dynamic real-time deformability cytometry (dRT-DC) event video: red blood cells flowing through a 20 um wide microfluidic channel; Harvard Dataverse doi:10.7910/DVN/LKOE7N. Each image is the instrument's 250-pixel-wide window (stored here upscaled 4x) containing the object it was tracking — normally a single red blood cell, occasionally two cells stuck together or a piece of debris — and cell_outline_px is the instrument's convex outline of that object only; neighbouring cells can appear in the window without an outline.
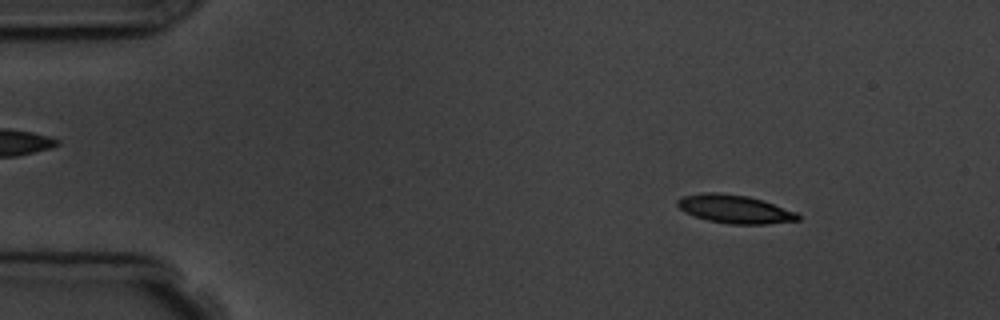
{"species": "common noctule bat (a hibernating species)", "species_latin": "Nyctalus noctula", "temperature_condition": "room temperature", "stored_images_in_passage": 9, "camera_frame_rate_fps": 3000, "um_per_image_px": 0.085, "animal": {"sex": "male", "body_mass_g": 19.5, "forearm_length_mm": 54.6}, "frame": {"image": 1, "passage_image": 2, "time_ms": 1.333, "image_size_px": [1000, 320], "cell_outline_px": [[800, 220], [764, 224], [728, 224], [708, 220], [684, 212], [676, 204], [676, 200], [684, 196], [704, 192], [716, 192], [748, 196], [796, 212], [800, 216]], "centroid_in_image_um": [62.42, 17.77], "position_along_channel_um": 22.6, "area_um2": 19.65}}